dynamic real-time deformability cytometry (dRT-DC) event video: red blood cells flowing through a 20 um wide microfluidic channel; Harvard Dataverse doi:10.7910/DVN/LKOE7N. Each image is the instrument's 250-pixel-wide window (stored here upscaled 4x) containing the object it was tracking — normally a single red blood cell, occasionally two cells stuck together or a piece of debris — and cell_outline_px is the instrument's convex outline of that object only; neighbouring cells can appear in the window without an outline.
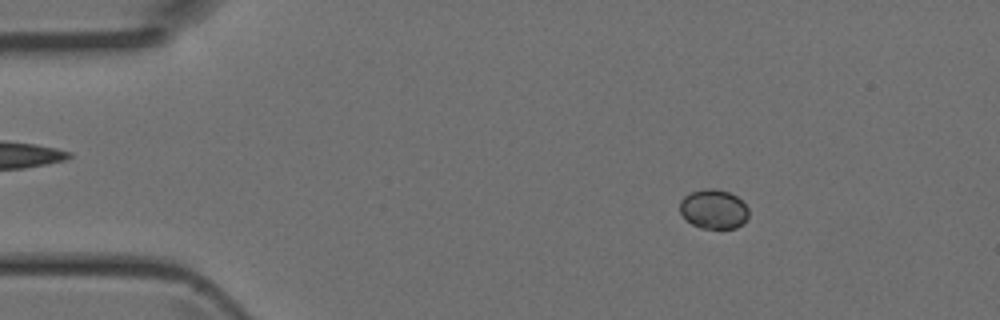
{"species": "Egyptian fruit bat (a non-hibernating species)", "species_latin": "Rousettus aegyptiacus", "temperature_condition": "room temperature", "stored_images_in_passage": 3, "camera_frame_rate_fps": 3000, "um_per_image_px": 0.085, "animal": {"sex": "female"}, "frame": {"image": 1, "passage_image": 2, "time_ms": 0.333, "image_size_px": [1000, 320], "cell_outline_px": [[748, 216], [736, 228], [700, 228], [692, 224], [680, 212], [680, 200], [684, 196], [692, 192], [704, 188], [712, 188], [728, 192], [736, 196], [748, 208]], "centroid_in_image_um": [60.64, 17.77], "position_along_channel_um": 24.4, "area_um2": 15.55}}